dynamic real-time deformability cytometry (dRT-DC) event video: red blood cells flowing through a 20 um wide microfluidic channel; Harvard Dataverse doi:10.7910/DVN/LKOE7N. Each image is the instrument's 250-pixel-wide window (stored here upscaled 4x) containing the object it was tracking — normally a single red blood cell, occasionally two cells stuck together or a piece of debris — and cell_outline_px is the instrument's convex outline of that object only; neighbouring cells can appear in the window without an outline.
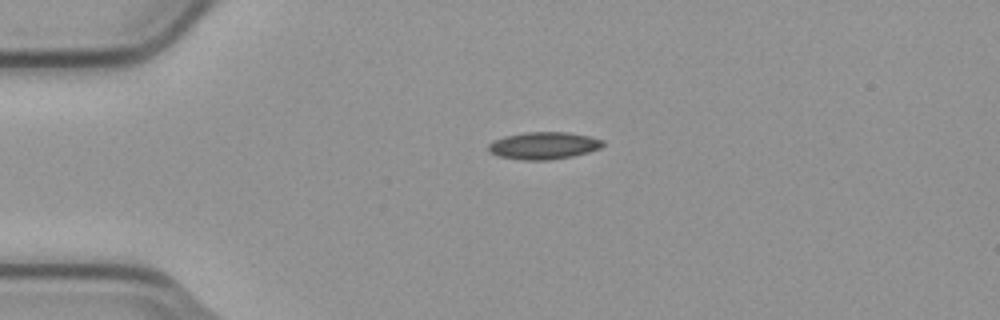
{"species": "common noctule bat (a hibernating species)", "species_latin": "Nyctalus noctula", "temperature_condition": "cold", "stored_images_in_passage": 3, "camera_frame_rate_fps": 3000, "um_per_image_px": 0.085, "animal": {"sex": "male", "body_mass_g": 23.1, "forearm_length_mm": 52.7}, "frame": {"image": 1, "passage_image": 1, "time_ms": 0.0, "image_size_px": [1000, 320], "cell_outline_px": [[604, 144], [600, 148], [588, 152], [572, 156], [548, 160], [524, 160], [496, 156], [488, 152], [488, 144], [504, 136], [528, 132], [568, 132], [588, 136], [604, 140]], "centroid_in_image_um": [46.19, 12.38], "position_along_channel_um": 38.8, "area_um2": 18.15}}
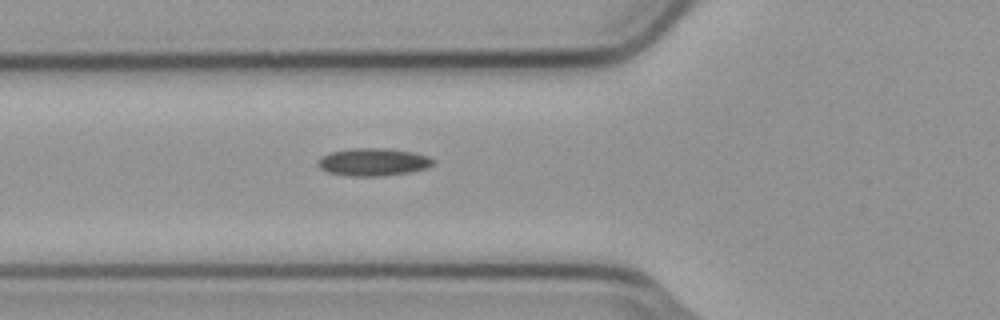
{"frame": {"image": 2, "passage_image": 3, "time_ms": 0.667, "image_size_px": [1000, 320], "cell_outline_px": [[436, 164], [424, 168], [408, 172], [380, 176], [352, 176], [328, 172], [320, 168], [316, 164], [316, 160], [320, 156], [332, 152], [352, 148], [388, 148], [412, 152], [428, 156], [436, 160]], "centroid_in_image_um": [31.71, 13.76], "position_along_channel_um": 94.1, "area_um2": 18.61}}